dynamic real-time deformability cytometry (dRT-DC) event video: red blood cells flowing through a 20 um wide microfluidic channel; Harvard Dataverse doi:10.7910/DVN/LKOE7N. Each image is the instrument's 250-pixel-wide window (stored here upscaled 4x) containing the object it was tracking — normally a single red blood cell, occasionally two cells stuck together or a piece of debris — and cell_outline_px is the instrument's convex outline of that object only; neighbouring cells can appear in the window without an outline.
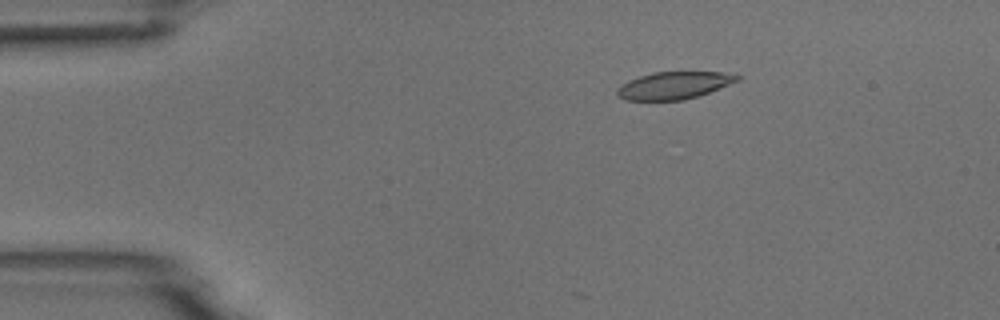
{"species": "common noctule bat (a hibernating species)", "species_latin": "Nyctalus noctula", "temperature_condition": "room temperature", "stored_images_in_passage": 4, "camera_frame_rate_fps": 3000, "um_per_image_px": 0.085, "animal": {"sex": "male", "body_mass_g": 18.8}, "frame": {"image": 1, "passage_image": 1, "time_ms": 0.0, "image_size_px": [1000, 320], "cell_outline_px": [[740, 80], [700, 96], [684, 100], [624, 100], [616, 96], [616, 88], [628, 80], [652, 72], [724, 72], [740, 76]], "centroid_in_image_um": [57.26, 7.27], "position_along_channel_um": 27.7, "area_um2": 19.31}}